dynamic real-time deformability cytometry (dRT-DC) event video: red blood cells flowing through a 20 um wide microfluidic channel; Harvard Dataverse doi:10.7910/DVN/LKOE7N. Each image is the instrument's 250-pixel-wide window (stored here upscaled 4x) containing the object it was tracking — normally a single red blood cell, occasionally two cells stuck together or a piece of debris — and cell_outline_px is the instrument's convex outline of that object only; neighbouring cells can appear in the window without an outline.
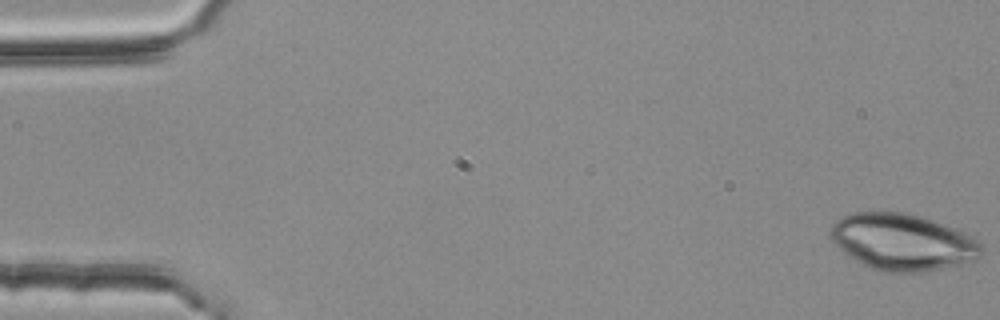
{"species": "common noctule bat (a hibernating species)", "species_latin": "Nyctalus noctula", "temperature_condition": "room temperature", "stored_images_in_passage": 53, "camera_frame_rate_fps": 3000, "um_per_image_px": 0.085, "animal": {"sex": "female", "body_mass_g": 25.1}, "frame": {"image": 1, "passage_image": 1, "time_ms": 0.0, "image_size_px": [1000, 320], "cell_outline_px": [[984, 252], [976, 260], [960, 264], [924, 272], [880, 272], [848, 256], [832, 240], [828, 232], [832, 224], [836, 220], [844, 216], [856, 212], [904, 212], [920, 216], [932, 220], [964, 232], [980, 240], [984, 248]], "centroid_in_image_um": [76.75, 20.58], "position_along_channel_um": 8.3, "area_um2": 49.88}}
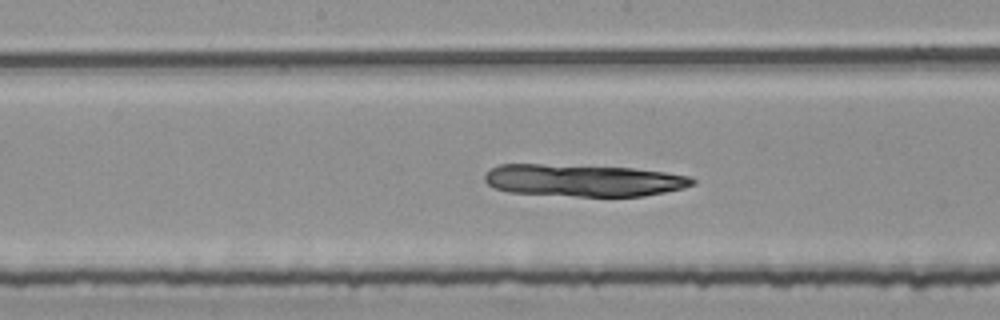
{"frame": {"image": 2, "passage_image": 28, "time_ms": 9.0, "image_size_px": [1000, 320], "cell_outline_px": [[696, 184], [684, 188], [644, 196], [576, 196], [508, 192], [492, 188], [484, 180], [484, 176], [492, 168], [500, 164], [540, 164], [632, 168], [664, 172], [692, 176], [696, 180]], "centroid_in_image_um": [49.6, 15.33], "position_along_channel_um": 198.6, "area_um2": 38.9}}
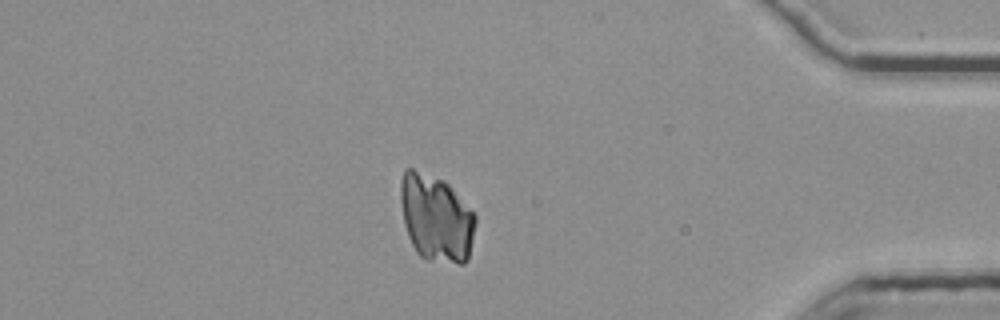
{"frame": {"image": 3, "passage_image": 47, "time_ms": 15.333, "image_size_px": [1000, 320], "cell_outline_px": [[476, 220], [468, 260], [464, 264], [460, 264], [424, 260], [416, 252], [408, 236], [404, 224], [400, 200], [400, 184], [404, 168], [412, 168], [444, 180], [452, 188], [476, 216]], "centroid_in_image_um": [37.05, 18.55], "position_along_channel_um": 398.2, "area_um2": 38.21}}